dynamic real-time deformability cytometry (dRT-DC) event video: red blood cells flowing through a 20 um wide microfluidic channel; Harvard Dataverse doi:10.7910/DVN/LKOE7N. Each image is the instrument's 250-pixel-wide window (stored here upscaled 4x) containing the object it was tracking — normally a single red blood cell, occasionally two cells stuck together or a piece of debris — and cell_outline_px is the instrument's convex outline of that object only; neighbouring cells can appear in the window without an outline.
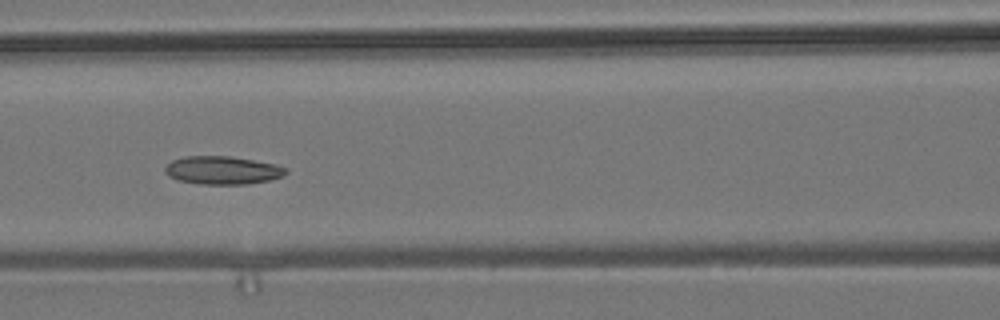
{"species": "common noctule bat (a hibernating species)", "species_latin": "Nyctalus noctula", "temperature_condition": "room temperature", "stored_images_in_passage": 14, "camera_frame_rate_fps": 3000, "um_per_image_px": 0.085, "animal": {"sex": "male", "body_mass_g": 19.2, "forearm_length_mm": 51.8}, "frame": {"image": 1, "passage_image": 12, "time_ms": 3.667, "image_size_px": [1000, 320], "cell_outline_px": [[288, 172], [280, 176], [268, 180], [248, 184], [200, 184], [176, 180], [168, 176], [164, 172], [164, 168], [172, 160], [184, 156], [228, 156], [276, 164], [284, 168]], "centroid_in_image_um": [18.84, 14.47], "position_along_channel_um": 147.8, "area_um2": 19.71}}